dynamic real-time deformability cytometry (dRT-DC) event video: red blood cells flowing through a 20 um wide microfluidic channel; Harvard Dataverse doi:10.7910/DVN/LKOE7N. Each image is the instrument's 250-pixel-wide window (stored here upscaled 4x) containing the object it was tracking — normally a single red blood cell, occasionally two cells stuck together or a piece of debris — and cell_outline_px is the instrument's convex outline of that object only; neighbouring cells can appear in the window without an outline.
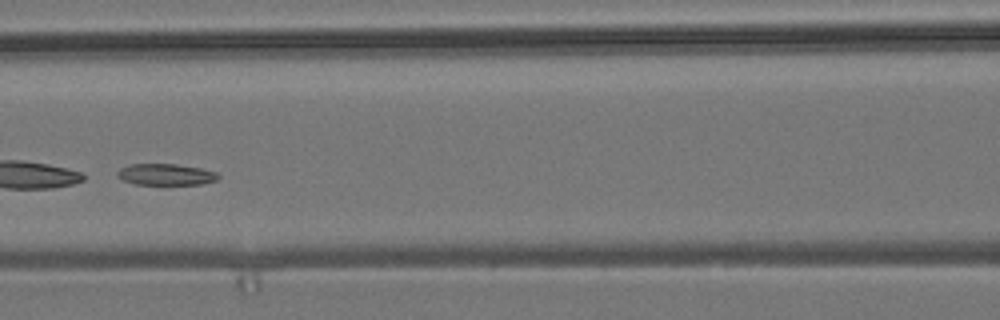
{"species": "common noctule bat (a hibernating species)", "species_latin": "Nyctalus noctula", "temperature_condition": "room temperature", "stored_images_in_passage": 53, "camera_frame_rate_fps": 3000, "um_per_image_px": 0.085, "animal": {"sex": "male", "body_mass_g": 19.2, "forearm_length_mm": 51.8}, "frame": {"image": 1, "passage_image": 23, "time_ms": 7.333, "image_size_px": [1000, 320], "cell_outline_px": [[220, 176], [216, 180], [204, 184], [136, 184], [124, 180], [116, 176], [116, 172], [120, 168], [128, 164], [176, 164], [200, 168], [216, 172]], "centroid_in_image_um": [14.08, 14.82], "position_along_channel_um": 152.5, "area_um2": 12.54}}